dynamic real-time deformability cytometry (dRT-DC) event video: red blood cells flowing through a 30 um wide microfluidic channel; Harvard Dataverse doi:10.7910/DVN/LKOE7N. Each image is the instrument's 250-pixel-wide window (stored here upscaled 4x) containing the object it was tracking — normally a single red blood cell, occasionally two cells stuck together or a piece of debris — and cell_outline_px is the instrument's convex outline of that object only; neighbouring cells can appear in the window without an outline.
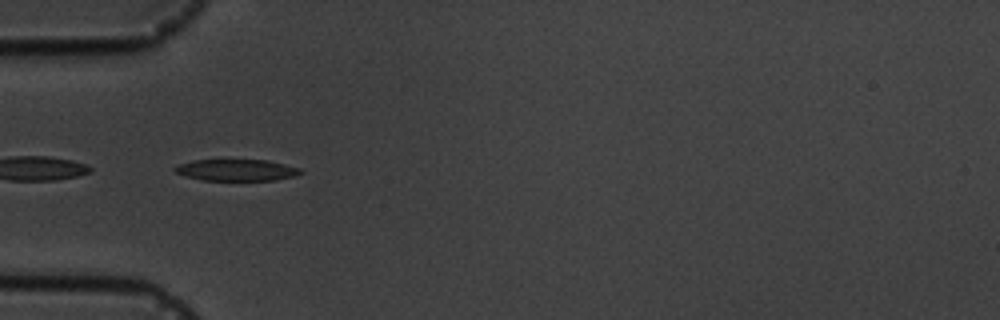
{"species": "common noctule bat (a hibernating species)", "species_latin": "Nyctalus noctula", "temperature_condition": "cold", "stored_images_in_passage": 8, "camera_frame_rate_fps": 3000, "um_per_image_px": 0.085, "animal": {"sex": "male", "body_mass_g": 19.5, "forearm_length_mm": 54.6}, "frame": {"image": 1, "passage_image": 6, "time_ms": 5.667, "image_size_px": [1000, 320], "cell_outline_px": [[304, 172], [296, 176], [276, 180], [200, 180], [184, 176], [176, 172], [172, 168], [180, 164], [192, 160], [268, 160], [300, 168]], "centroid_in_image_um": [20.12, 14.46], "position_along_channel_um": 64.9, "area_um2": 15.84}}
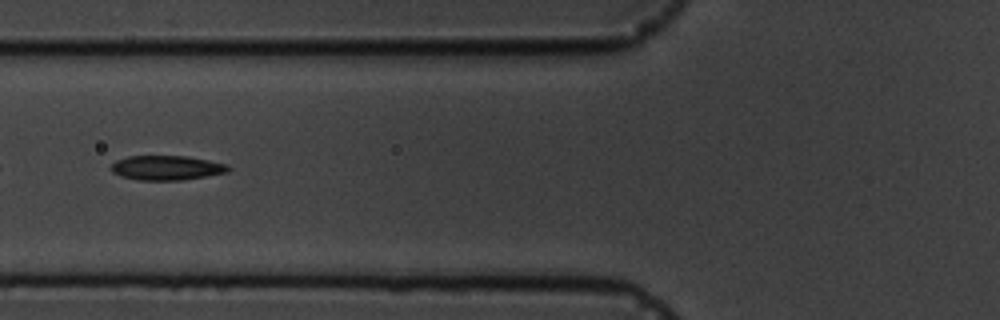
{"frame": {"image": 2, "passage_image": 7, "time_ms": 7.0, "image_size_px": [1000, 320], "cell_outline_px": [[232, 168], [228, 172], [180, 180], [136, 180], [120, 176], [112, 172], [108, 168], [116, 160], [128, 156], [188, 156], [228, 164]], "centroid_in_image_um": [14.14, 14.26], "position_along_channel_um": 111.7, "area_um2": 16.88}}
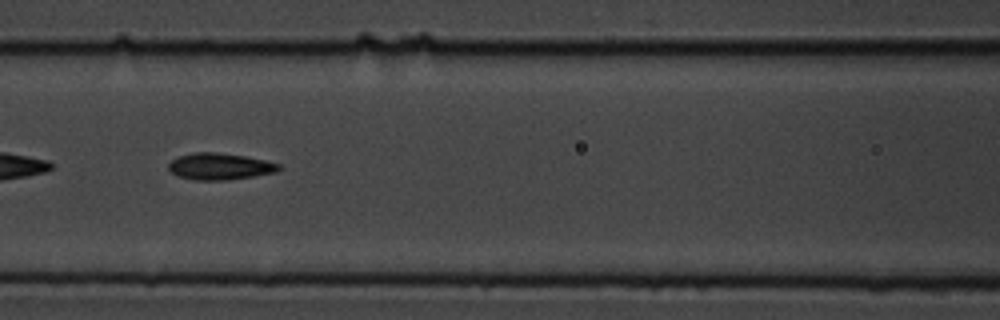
{"frame": {"image": 3, "passage_image": 8, "time_ms": 8.0, "image_size_px": [1000, 320], "cell_outline_px": [[280, 168], [276, 172], [252, 176], [224, 180], [192, 180], [176, 176], [168, 168], [168, 164], [172, 160], [180, 156], [196, 152], [216, 152], [244, 156], [264, 160], [280, 164]], "centroid_in_image_um": [18.65, 14.15], "position_along_channel_um": 148.0, "area_um2": 16.94}}